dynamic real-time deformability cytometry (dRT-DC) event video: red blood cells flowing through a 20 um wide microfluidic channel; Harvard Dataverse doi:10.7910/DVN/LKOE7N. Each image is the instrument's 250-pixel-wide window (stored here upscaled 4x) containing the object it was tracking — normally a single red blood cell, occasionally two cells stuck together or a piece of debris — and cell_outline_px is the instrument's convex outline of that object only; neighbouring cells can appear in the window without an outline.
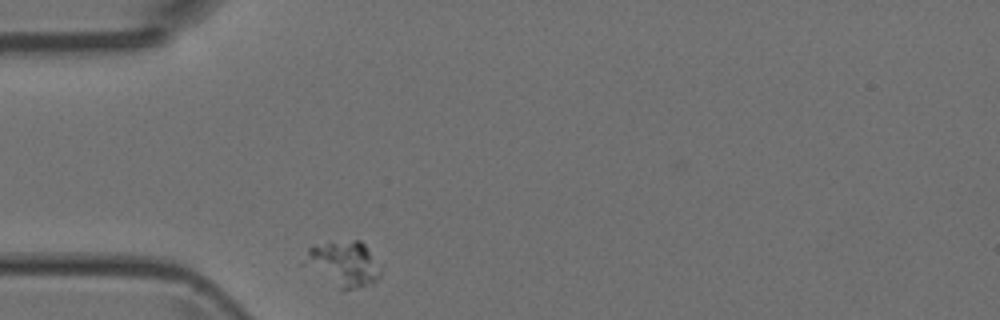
{"species": "Egyptian fruit bat (a non-hibernating species)", "species_latin": "Rousettus aegyptiacus", "temperature_condition": "room temperature", "stored_images_in_passage": 30, "camera_frame_rate_fps": 3000, "um_per_image_px": 0.085, "animal": {"sex": "female"}, "frame": {"image": 1, "passage_image": 1, "time_ms": 0.0, "image_size_px": [1000, 320], "cell_outline_px": [[380, 276], [372, 284], [352, 288], [340, 288], [300, 264], [308, 248], [312, 244], [352, 240], [360, 240], [364, 244], [380, 268]], "centroid_in_image_um": [29.12, 22.39], "position_along_channel_um": 55.9, "area_um2": 19.94}}
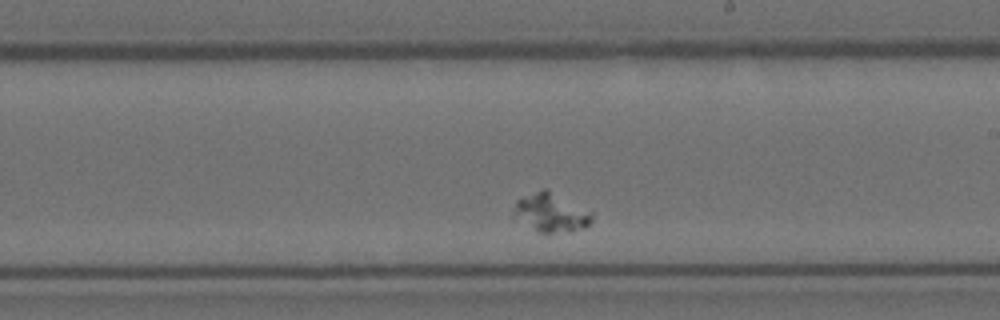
{"frame": {"image": 2, "passage_image": 18, "time_ms": 5.667, "image_size_px": [1000, 320], "cell_outline_px": [[592, 220], [584, 228], [572, 232], [540, 232], [512, 220], [512, 212], [516, 200], [520, 196], [544, 188], [592, 212]], "centroid_in_image_um": [46.74, 18.09], "position_along_channel_um": 242.3, "area_um2": 17.92}}
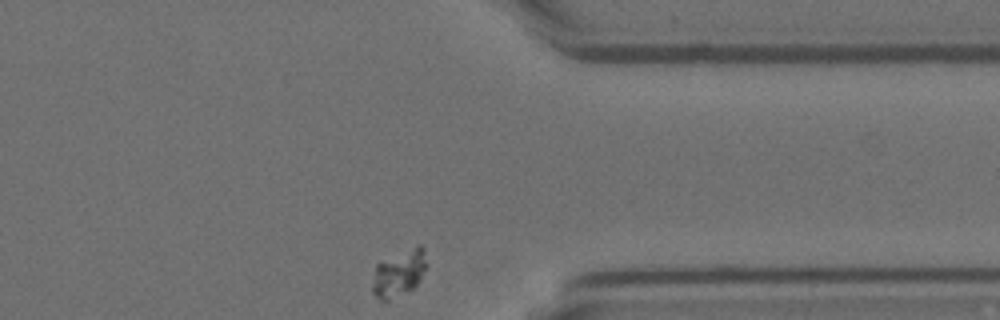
{"frame": {"image": 3, "passage_image": 30, "time_ms": 9.667, "image_size_px": [1000, 320], "cell_outline_px": [[424, 268], [420, 280], [412, 288], [388, 300], [380, 300], [372, 292], [372, 288], [376, 264], [420, 244], [424, 248]], "centroid_in_image_um": [33.88, 23.24], "position_along_channel_um": 377.5, "area_um2": 13.93}}